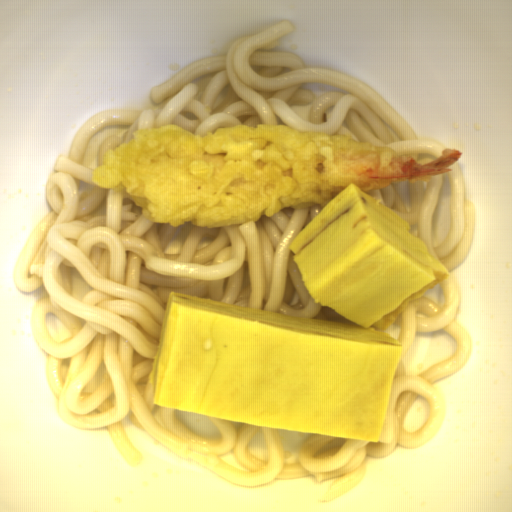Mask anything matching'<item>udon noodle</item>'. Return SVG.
Instances as JSON below:
<instances>
[{"instance_id":"obj_2","label":"udon noodle","mask_w":512,"mask_h":512,"mask_svg":"<svg viewBox=\"0 0 512 512\" xmlns=\"http://www.w3.org/2000/svg\"><path fill=\"white\" fill-rule=\"evenodd\" d=\"M451 204V236L439 246H433L431 223L437 207L444 174L422 183H400L364 191L379 199L410 226V232L426 246L429 254L440 260L448 271L461 267L469 253L476 211L466 200L463 172L457 162L447 172Z\"/></svg>"},{"instance_id":"obj_1","label":"udon noodle","mask_w":512,"mask_h":512,"mask_svg":"<svg viewBox=\"0 0 512 512\" xmlns=\"http://www.w3.org/2000/svg\"><path fill=\"white\" fill-rule=\"evenodd\" d=\"M294 28L278 19L232 42L226 53L193 59L152 88L141 107L90 119L58 155L45 189L52 211L37 223L12 273L20 291L44 288L32 331L57 417L67 425L106 429L116 453L137 468L144 455L122 426L128 418L181 458L239 486L303 477L331 482L318 502L324 504L356 487L365 457L420 448L443 432L446 398L436 383L460 370L473 350L457 320V282L448 276L439 283L441 306L423 295L398 314L402 352L378 442L314 434L289 462L277 428L207 416L218 438H204L176 419L175 409L151 404L149 380L171 291L351 322L314 301L287 247L323 208L295 207L221 228L170 227L149 222L92 179L110 149L168 123L201 136L225 125L278 124L395 148L424 165L444 155L448 148L423 138L356 76L304 66L299 55L274 50ZM441 331L454 339L455 353L421 376L410 373L404 357L416 335ZM417 395L428 401L430 415L414 433L403 419Z\"/></svg>"}]
</instances>
